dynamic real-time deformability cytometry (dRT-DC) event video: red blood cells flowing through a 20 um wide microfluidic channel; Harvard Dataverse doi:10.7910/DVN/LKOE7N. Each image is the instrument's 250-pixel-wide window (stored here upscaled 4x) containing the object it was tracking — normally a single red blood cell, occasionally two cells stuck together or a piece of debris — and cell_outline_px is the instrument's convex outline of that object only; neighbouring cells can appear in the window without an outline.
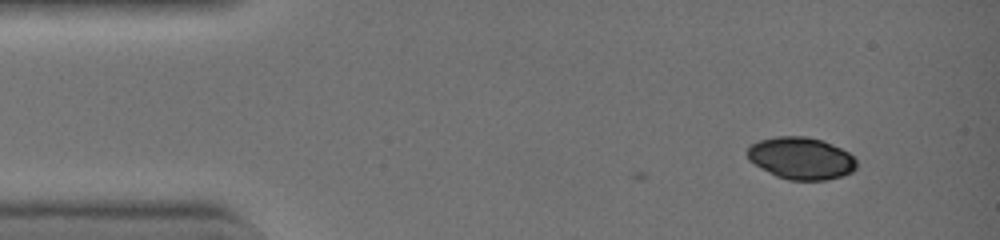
{"species": "common noctule bat (a hibernating species)", "species_latin": "Nyctalus noctula", "temperature_condition": "warm", "stored_images_in_passage": 6, "camera_frame_rate_fps": 3000, "um_per_image_px": 0.085, "animal": {"sex": "female", "body_mass_g": 19.0, "forearm_length_mm": 51.5}, "frame": {"image": 1, "passage_image": 6, "time_ms": 1.667, "image_size_px": [1000, 240], "cell_outline_px": [[856, 168], [852, 172], [844, 176], [828, 180], [788, 180], [776, 176], [760, 168], [748, 160], [744, 152], [752, 144], [760, 140], [776, 136], [804, 136], [824, 140], [848, 152], [856, 160]], "centroid_in_image_um": [68.07, 13.46], "position_along_channel_um": 16.9, "area_um2": 27.11}}